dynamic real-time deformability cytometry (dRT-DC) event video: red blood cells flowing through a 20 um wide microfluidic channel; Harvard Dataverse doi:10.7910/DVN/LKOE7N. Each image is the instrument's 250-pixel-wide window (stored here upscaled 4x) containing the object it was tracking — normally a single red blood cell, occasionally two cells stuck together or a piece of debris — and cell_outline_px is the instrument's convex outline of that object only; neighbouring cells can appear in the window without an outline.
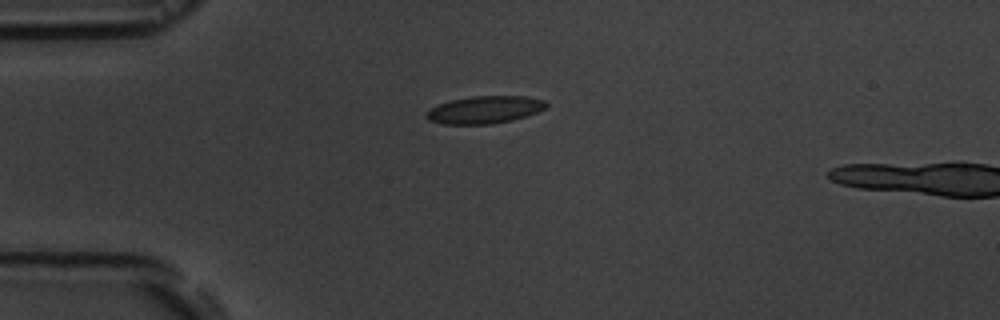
{"species": "common noctule bat (a hibernating species)", "species_latin": "Nyctalus noctula", "temperature_condition": "room temperature", "stored_images_in_passage": 2, "camera_frame_rate_fps": 3000, "um_per_image_px": 0.085, "animal": {"sex": "male", "body_mass_g": 19.5, "forearm_length_mm": 54.6}, "frame": {"image": 1, "passage_image": 1, "time_ms": 0.0, "image_size_px": [1000, 320], "cell_outline_px": [[548, 104], [544, 108], [536, 112], [512, 120], [492, 124], [444, 124], [428, 120], [424, 116], [424, 112], [440, 104], [452, 100], [472, 96], [524, 96], [544, 100]], "centroid_in_image_um": [41.16, 9.33], "position_along_channel_um": 43.8, "area_um2": 19.02}}